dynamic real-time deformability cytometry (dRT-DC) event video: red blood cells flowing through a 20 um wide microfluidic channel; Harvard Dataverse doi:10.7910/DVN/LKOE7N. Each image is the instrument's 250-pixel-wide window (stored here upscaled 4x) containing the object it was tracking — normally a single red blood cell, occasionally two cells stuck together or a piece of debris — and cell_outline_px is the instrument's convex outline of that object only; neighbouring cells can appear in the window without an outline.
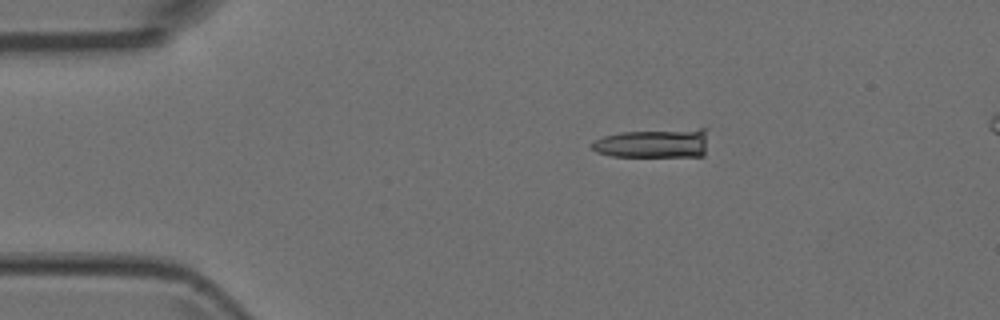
{"species": "Egyptian fruit bat (a non-hibernating species)", "species_latin": "Rousettus aegyptiacus", "temperature_condition": "room temperature", "stored_images_in_passage": 3, "camera_frame_rate_fps": 3000, "um_per_image_px": 0.085, "animal": {"sex": "female"}, "frame": {"image": 1, "passage_image": 1, "time_ms": 0.0, "image_size_px": [1000, 320], "cell_outline_px": [[704, 156], [612, 156], [596, 152], [588, 144], [592, 140], [604, 136], [620, 132], [700, 128], [704, 128]], "centroid_in_image_um": [55.44, 12.18], "position_along_channel_um": 29.6, "area_um2": 19.65}}